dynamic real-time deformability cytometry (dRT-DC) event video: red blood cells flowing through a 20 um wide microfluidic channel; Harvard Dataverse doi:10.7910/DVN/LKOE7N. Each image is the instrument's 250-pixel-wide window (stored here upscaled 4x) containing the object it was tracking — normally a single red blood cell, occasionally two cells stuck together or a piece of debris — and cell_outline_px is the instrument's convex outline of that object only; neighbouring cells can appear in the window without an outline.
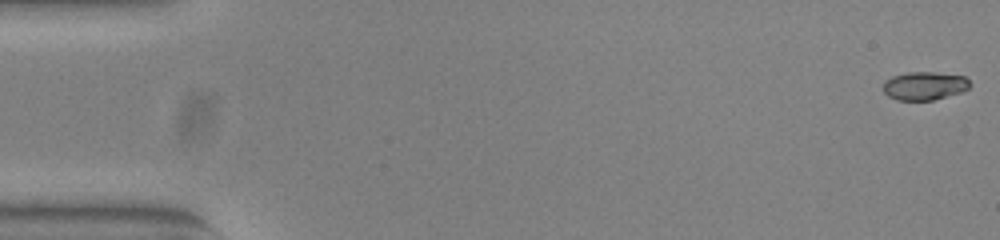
{"species": "common noctule bat (a hibernating species)", "species_latin": "Nyctalus noctula", "temperature_condition": "warm", "stored_images_in_passage": 52, "camera_frame_rate_fps": 3000, "um_per_image_px": 0.085, "animal": {"sex": "female", "body_mass_g": 23.0, "forearm_length_mm": 53.4}, "frame": {"image": 1, "passage_image": 1, "time_ms": 0.0, "image_size_px": [1000, 240], "cell_outline_px": [[968, 84], [940, 96], [928, 100], [904, 100], [896, 96], [892, 80], [900, 76], [960, 76], [968, 80]], "centroid_in_image_um": [78.73, 7.35], "position_along_channel_um": 6.3, "area_um2": 10.29}}
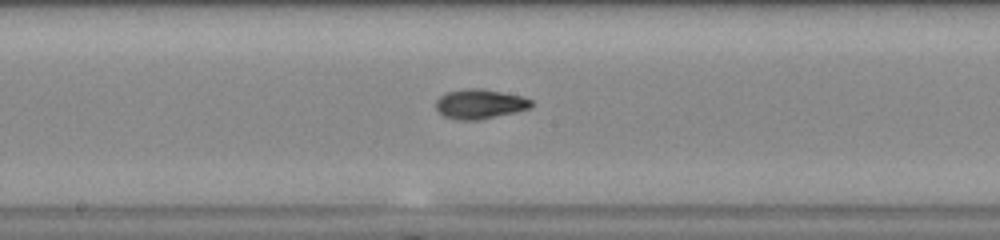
{"frame": {"image": 2, "passage_image": 28, "time_ms": 9.0, "image_size_px": [1000, 240], "cell_outline_px": [[528, 104], [520, 108], [484, 116], [460, 116], [444, 112], [440, 108], [440, 104], [448, 96], [464, 92], [488, 92], [512, 96], [528, 100]], "centroid_in_image_um": [40.85, 8.83], "position_along_channel_um": 207.4, "area_um2": 11.5}}
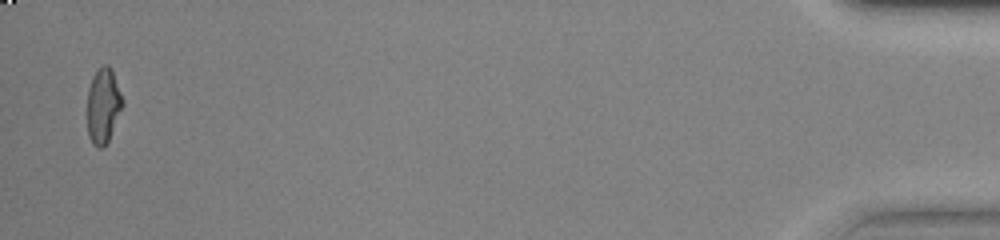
{"frame": {"image": 3, "passage_image": 52, "time_ms": 17.0, "image_size_px": [1000, 240], "cell_outline_px": [[120, 104], [108, 136], [104, 144], [92, 136], [88, 124], [88, 104], [108, 68], [112, 76], [120, 96]], "centroid_in_image_um": [8.8, 9.18], "position_along_channel_um": 426.4, "area_um2": 10.87}, "authors_computed_cell_mechanics": {"area_um2": 11.7045, "velocity_mm_per_s": 3.9114, "shape_relaxation_time_tau1_ms": null, "shape_relaxation_time_tau2_ms": 2.9557, "deformation_change_tau1": null, "deformation_change_tau2": 0.075}}